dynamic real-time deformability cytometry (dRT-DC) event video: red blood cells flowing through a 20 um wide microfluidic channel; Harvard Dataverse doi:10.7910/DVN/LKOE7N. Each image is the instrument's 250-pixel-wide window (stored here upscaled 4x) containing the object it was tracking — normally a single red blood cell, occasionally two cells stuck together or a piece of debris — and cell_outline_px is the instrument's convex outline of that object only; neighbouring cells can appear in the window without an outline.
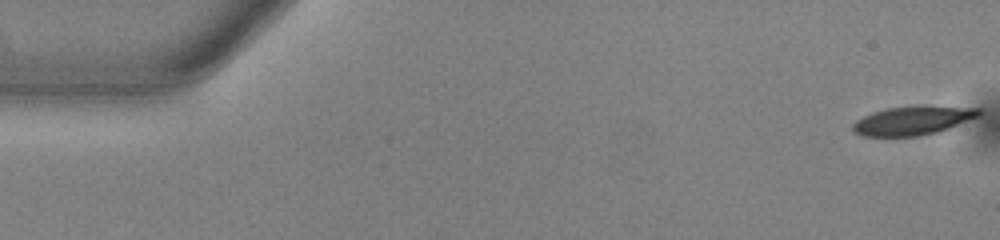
{"species": "common noctule bat (a hibernating species)", "species_latin": "Nyctalus noctula", "temperature_condition": "warm", "stored_images_in_passage": 10, "camera_frame_rate_fps": 3000, "um_per_image_px": 0.085, "animal": {"sex": "male", "body_mass_g": 13.0, "forearm_length_mm": 53.1}, "frame": {"image": 1, "passage_image": 1, "time_ms": 0.0, "image_size_px": [1000, 240], "cell_outline_px": [[980, 112], [976, 116], [948, 128], [936, 132], [920, 136], [864, 136], [852, 132], [852, 124], [856, 120], [872, 112], [888, 108], [980, 108]], "centroid_in_image_um": [77.44, 10.3], "position_along_channel_um": 7.6, "area_um2": 19.94}}